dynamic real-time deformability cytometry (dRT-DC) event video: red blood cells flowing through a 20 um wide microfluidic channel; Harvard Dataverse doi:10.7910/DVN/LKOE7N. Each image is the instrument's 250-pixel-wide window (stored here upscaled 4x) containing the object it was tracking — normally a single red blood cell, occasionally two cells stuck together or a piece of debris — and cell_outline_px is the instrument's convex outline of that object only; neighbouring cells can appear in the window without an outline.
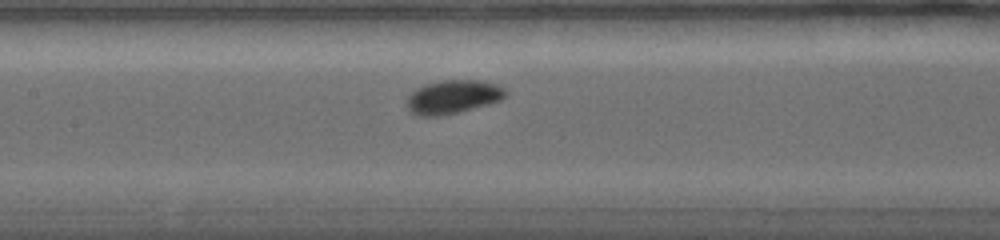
{"species": "common noctule bat (a hibernating species)", "species_latin": "Nyctalus noctula", "temperature_condition": "warm", "stored_images_in_passage": 24, "camera_frame_rate_fps": 5000, "um_per_image_px": 0.085, "animal": {"sex": "female", "body_mass_g": 19.0, "forearm_length_mm": 56.7}, "frame": {"image": 1, "passage_image": 11, "time_ms": 5.2, "image_size_px": [1000, 240], "cell_outline_px": [[508, 92], [500, 100], [488, 104], [460, 112], [440, 116], [416, 116], [408, 108], [408, 96], [416, 88], [424, 84], [440, 80], [480, 80], [496, 84], [504, 88]], "centroid_in_image_um": [38.5, 8.23], "position_along_channel_um": 168.9, "area_um2": 19.36}}
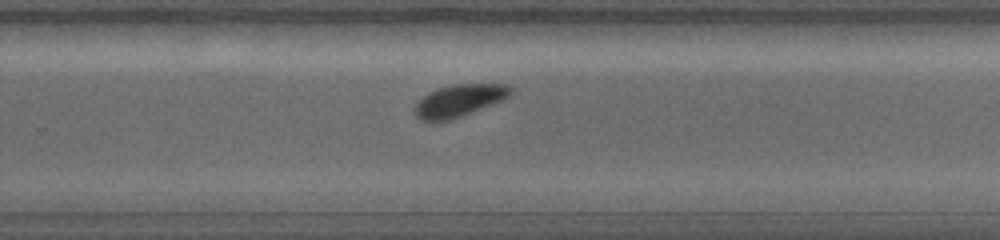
{"frame": {"image": 2, "passage_image": 17, "time_ms": 8.4, "image_size_px": [1000, 240], "cell_outline_px": [[512, 92], [508, 96], [492, 104], [460, 116], [448, 120], [420, 120], [416, 116], [412, 108], [424, 96], [440, 88], [452, 84], [508, 84], [512, 88]], "centroid_in_image_um": [39.02, 8.54], "position_along_channel_um": 290.8, "area_um2": 17.46}}
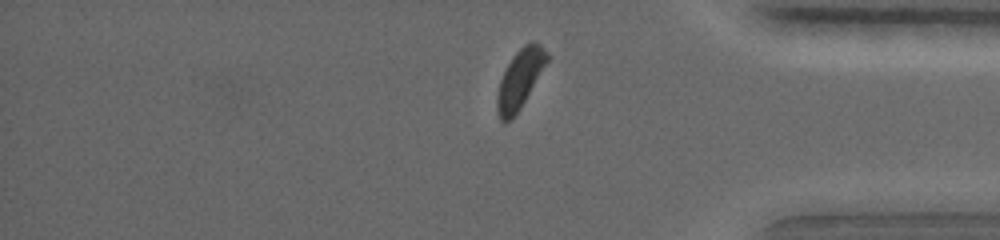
{"frame": {"image": 3, "passage_image": 23, "time_ms": 11.4, "image_size_px": [1000, 240], "cell_outline_px": [[552, 56], [520, 108], [512, 120], [504, 124], [500, 120], [496, 108], [496, 96], [500, 80], [512, 56], [524, 44], [532, 40], [540, 44]], "centroid_in_image_um": [44.21, 6.71], "position_along_channel_um": 391.0, "area_um2": 17.46}, "authors_computed_cell_mechanics": {"area_um2": 17.7446, "velocity_mm_per_s": 3.8165, "shape_relaxation_time_tau1_ms": 1.8614, "shape_relaxation_time_tau2_ms": null, "deformation_change_tau1": 0.1299, "deformation_change_tau2": null}}